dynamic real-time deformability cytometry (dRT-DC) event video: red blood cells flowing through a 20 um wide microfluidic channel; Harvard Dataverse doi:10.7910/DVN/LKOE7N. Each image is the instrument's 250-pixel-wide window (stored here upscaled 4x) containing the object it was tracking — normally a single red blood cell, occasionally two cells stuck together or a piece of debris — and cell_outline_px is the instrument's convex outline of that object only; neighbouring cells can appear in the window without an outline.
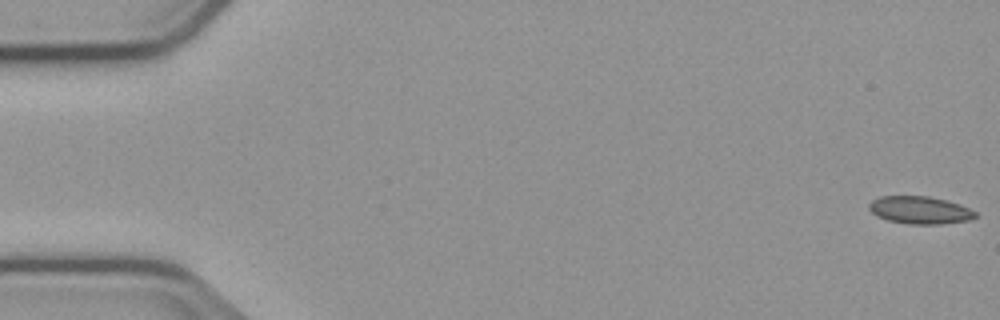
{"species": "common noctule bat (a hibernating species)", "species_latin": "Nyctalus noctula", "temperature_condition": "cold", "stored_images_in_passage": 31, "camera_frame_rate_fps": 3000, "um_per_image_px": 0.085, "animal": {"sex": "male", "body_mass_g": 23.1, "forearm_length_mm": 52.7}, "frame": {"image": 1, "passage_image": 1, "time_ms": 0.0, "image_size_px": [1000, 320], "cell_outline_px": [[976, 216], [968, 220], [940, 224], [908, 224], [888, 220], [876, 216], [868, 208], [868, 204], [872, 200], [880, 196], [928, 196], [944, 200], [968, 208], [976, 212]], "centroid_in_image_um": [78.13, 17.86], "position_along_channel_um": 6.9, "area_um2": 16.88}}
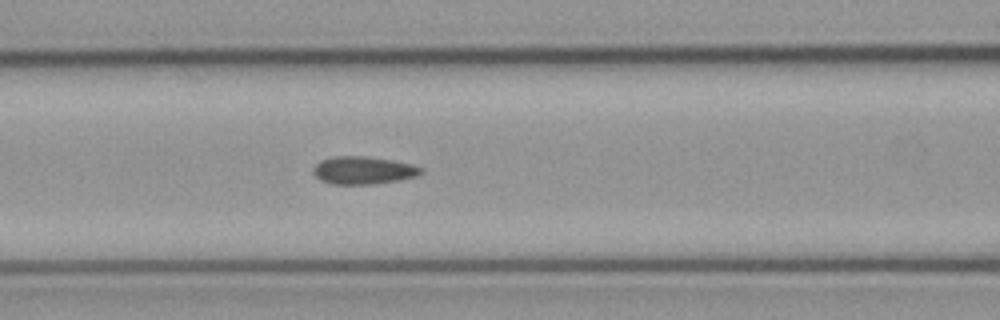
{"frame": {"image": 2, "passage_image": 23, "time_ms": 7.333, "image_size_px": [1000, 320], "cell_outline_px": [[424, 172], [416, 176], [400, 180], [376, 184], [332, 184], [320, 180], [312, 172], [312, 168], [320, 160], [332, 156], [364, 156], [392, 160], [412, 164], [424, 168]], "centroid_in_image_um": [30.88, 14.48], "position_along_channel_um": 135.7, "area_um2": 17.63}}
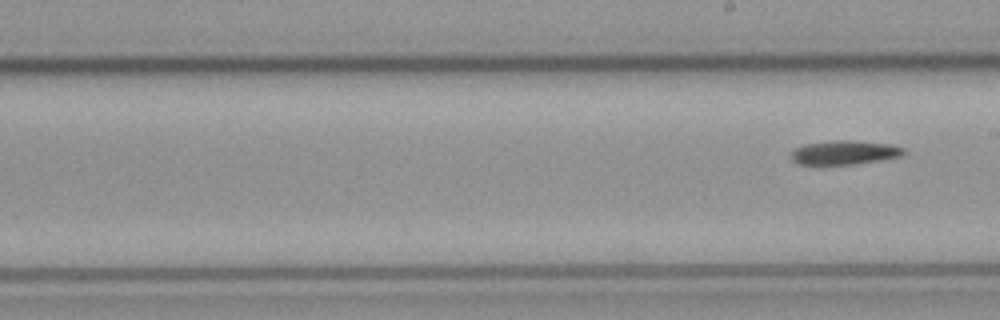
{"frame": {"image": 3, "passage_image": 31, "time_ms": 10.0, "image_size_px": [1000, 320], "cell_outline_px": [[904, 152], [900, 156], [880, 160], [852, 164], [800, 164], [792, 160], [792, 152], [796, 148], [804, 144], [832, 140], [848, 140], [888, 144], [904, 148]], "centroid_in_image_um": [71.76, 12.96], "position_along_channel_um": 217.2, "area_um2": 15.43}}